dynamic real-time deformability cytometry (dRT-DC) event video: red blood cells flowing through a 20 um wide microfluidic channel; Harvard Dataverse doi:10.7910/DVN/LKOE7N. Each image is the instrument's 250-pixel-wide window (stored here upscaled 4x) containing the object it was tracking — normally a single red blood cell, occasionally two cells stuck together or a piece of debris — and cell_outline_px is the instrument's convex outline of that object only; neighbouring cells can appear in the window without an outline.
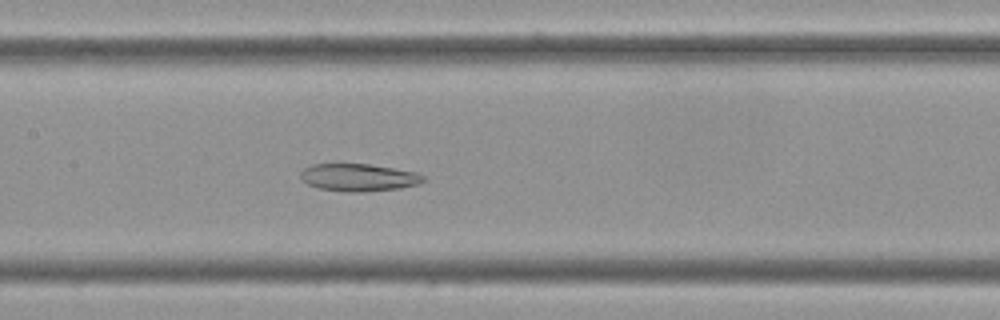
{"species": "Egyptian fruit bat (a non-hibernating species)", "species_latin": "Rousettus aegyptiacus", "temperature_condition": "cold", "stored_images_in_passage": 47, "camera_frame_rate_fps": 3000, "um_per_image_px": 0.085, "frame": {"image": 1, "passage_image": 16, "time_ms": 5.0, "image_size_px": [1000, 320], "cell_outline_px": [[424, 180], [420, 184], [400, 188], [364, 192], [348, 192], [316, 188], [308, 184], [300, 176], [300, 172], [304, 168], [312, 164], [368, 164], [416, 172], [424, 176]], "centroid_in_image_um": [30.47, 15.09], "position_along_channel_um": 176.9, "area_um2": 19.65}}
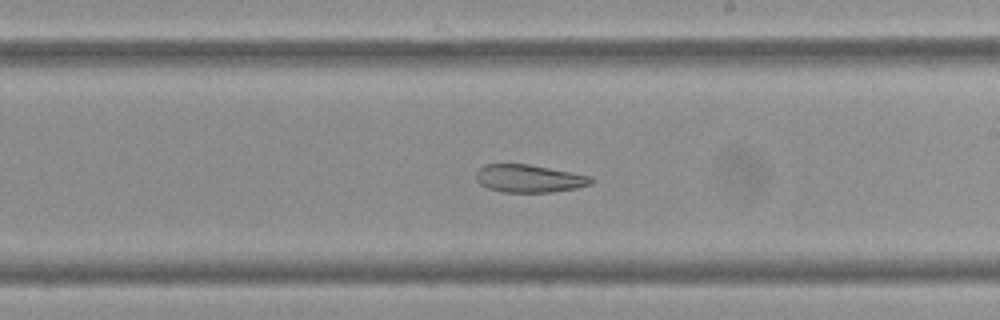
{"frame": {"image": 2, "passage_image": 22, "time_ms": 7.0, "image_size_px": [1000, 320], "cell_outline_px": [[596, 180], [592, 184], [576, 188], [552, 192], [504, 192], [488, 188], [480, 184], [476, 180], [476, 172], [484, 164], [528, 164], [592, 176]], "centroid_in_image_um": [45.0, 15.17], "position_along_channel_um": 244.0, "area_um2": 18.67}}
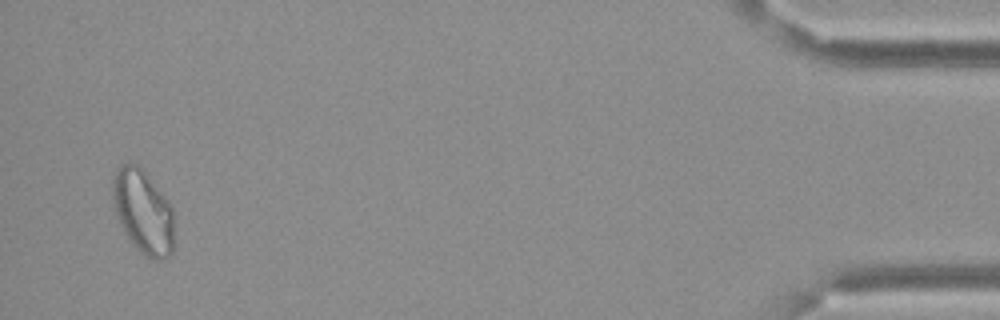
{"frame": {"image": 3, "passage_image": 45, "time_ms": 14.667, "image_size_px": [1000, 320], "cell_outline_px": [[172, 252], [168, 256], [160, 260], [152, 260], [144, 256], [132, 244], [124, 232], [116, 212], [112, 196], [112, 180], [116, 168], [120, 164], [140, 164], [144, 168], [168, 200], [172, 208]], "centroid_in_image_um": [12.15, 17.96], "position_along_channel_um": 423.1, "area_um2": 30.23}}